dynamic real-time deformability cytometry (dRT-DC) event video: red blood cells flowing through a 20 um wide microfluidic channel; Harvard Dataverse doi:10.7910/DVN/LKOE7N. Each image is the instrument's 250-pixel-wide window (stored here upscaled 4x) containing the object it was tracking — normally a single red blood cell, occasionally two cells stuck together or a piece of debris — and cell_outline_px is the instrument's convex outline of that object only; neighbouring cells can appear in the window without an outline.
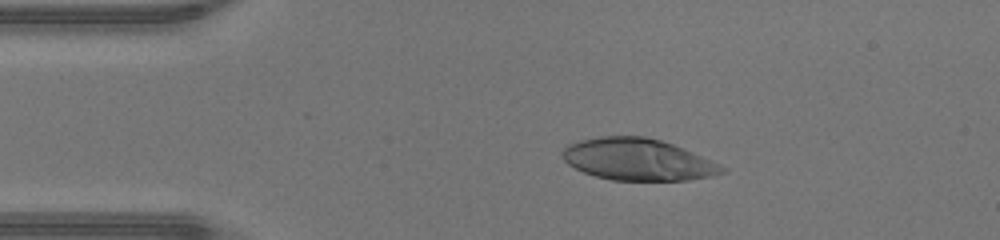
{"species": "human", "species_latin": "Homo sapiens", "temperature_condition": "warm", "stored_images_in_passage": 45, "camera_frame_rate_fps": 3000, "um_per_image_px": 0.085, "donor": {"sex": "male"}, "frame": {"image": 1, "passage_image": 8, "time_ms": 2.333, "image_size_px": [1000, 240], "cell_outline_px": [[728, 172], [712, 176], [688, 180], [612, 180], [596, 176], [584, 172], [568, 164], [564, 160], [560, 152], [568, 144], [580, 140], [600, 136], [644, 136], [660, 140], [684, 148], [720, 164], [728, 168]], "centroid_in_image_um": [54.24, 13.56], "position_along_channel_um": 30.8, "area_um2": 38.96}}
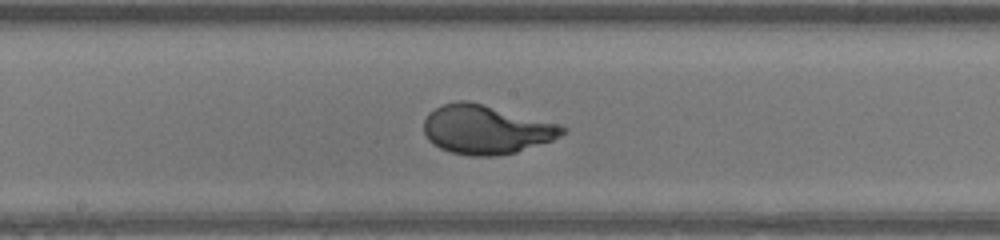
{"frame": {"image": 2, "passage_image": 23, "time_ms": 7.333, "image_size_px": [1000, 240], "cell_outline_px": [[568, 132], [552, 140], [516, 152], [496, 156], [468, 156], [452, 152], [440, 148], [432, 144], [428, 140], [424, 132], [424, 120], [428, 112], [444, 104], [456, 100], [468, 100], [556, 124], [568, 128]], "centroid_in_image_um": [41.27, 11.02], "position_along_channel_um": 206.9, "area_um2": 39.3}}
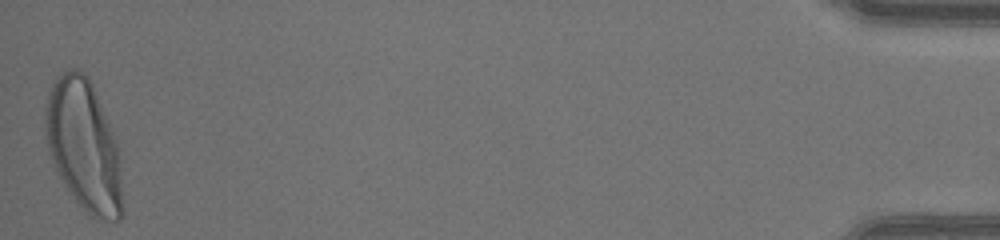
{"frame": {"image": 3, "passage_image": 45, "time_ms": 14.667, "image_size_px": [1000, 240], "cell_outline_px": [[124, 208], [120, 220], [96, 220], [76, 200], [64, 184], [48, 152], [44, 120], [48, 92], [56, 76], [72, 68], [76, 68], [84, 72], [88, 76], [92, 84], [116, 144], [120, 164]], "centroid_in_image_um": [7.11, 12.38], "position_along_channel_um": 428.1, "area_um2": 58.38}, "authors_computed_cell_mechanics": {"area_um2": 39.304, "velocity_mm_per_s": 4.4442, "shape_relaxation_time_tau1_ms": 3.1899, "shape_relaxation_time_tau2_ms": null, "deformation_change_tau1": 0.2527, "deformation_change_tau2": null}}